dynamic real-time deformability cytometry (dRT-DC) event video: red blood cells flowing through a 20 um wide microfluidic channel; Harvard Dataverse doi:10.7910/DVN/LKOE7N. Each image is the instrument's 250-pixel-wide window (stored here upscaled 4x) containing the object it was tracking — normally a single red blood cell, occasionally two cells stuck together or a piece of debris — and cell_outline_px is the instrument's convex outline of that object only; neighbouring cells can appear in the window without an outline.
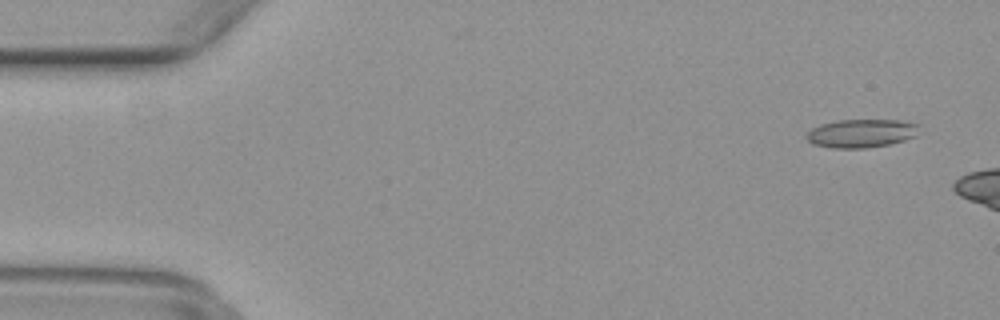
{"species": "common noctule bat (a hibernating species)", "species_latin": "Nyctalus noctula", "temperature_condition": "warm", "stored_images_in_passage": 8, "camera_frame_rate_fps": 3000, "um_per_image_px": 0.085, "animal": {"sex": "female", "body_mass_g": 29.2, "forearm_length_mm": 56.3}, "frame": {"image": 1, "passage_image": 3, "time_ms": 0.667, "image_size_px": [1000, 320], "cell_outline_px": [[920, 124], [916, 136], [904, 140], [888, 144], [868, 148], [832, 148], [812, 144], [804, 136], [812, 128], [820, 124], [836, 120], [900, 120]], "centroid_in_image_um": [73.2, 11.33], "position_along_channel_um": 11.8, "area_um2": 18.79}}